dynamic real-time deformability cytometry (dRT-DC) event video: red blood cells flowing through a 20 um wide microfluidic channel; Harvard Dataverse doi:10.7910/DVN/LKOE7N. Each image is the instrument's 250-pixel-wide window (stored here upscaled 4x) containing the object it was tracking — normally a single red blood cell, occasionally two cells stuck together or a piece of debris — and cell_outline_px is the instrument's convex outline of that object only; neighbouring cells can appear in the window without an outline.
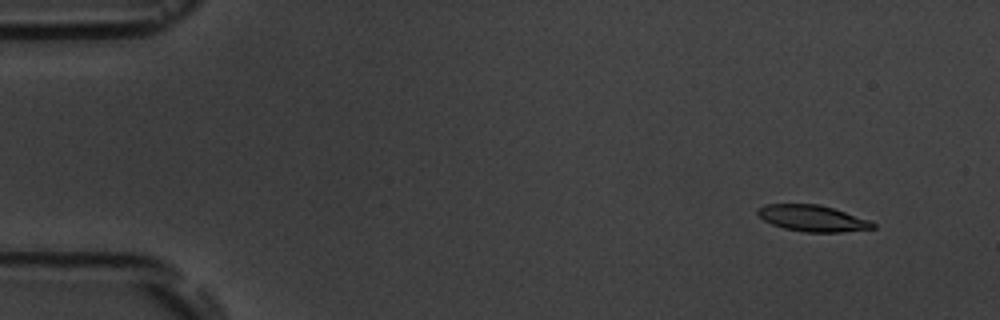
{"species": "common noctule bat (a hibernating species)", "species_latin": "Nyctalus noctula", "temperature_condition": "room temperature", "stored_images_in_passage": 10, "camera_frame_rate_fps": 3000, "um_per_image_px": 0.085, "animal": {"sex": "male", "body_mass_g": 19.5, "forearm_length_mm": 54.6}, "frame": {"image": 1, "passage_image": 1, "time_ms": 0.0, "image_size_px": [1000, 320], "cell_outline_px": [[876, 228], [840, 232], [804, 232], [784, 228], [772, 224], [764, 220], [756, 212], [756, 208], [764, 204], [820, 204], [868, 220], [876, 224]], "centroid_in_image_um": [69.02, 18.55], "position_along_channel_um": 16.0, "area_um2": 17.51}}
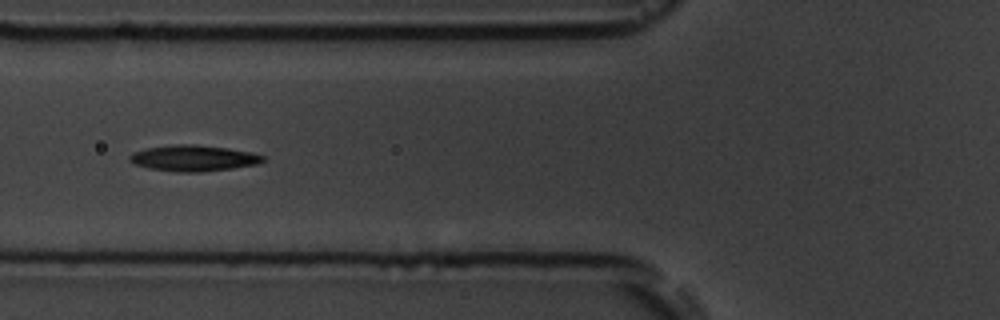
{"frame": {"image": 2, "passage_image": 6, "time_ms": 5.667, "image_size_px": [1000, 320], "cell_outline_px": [[264, 160], [256, 164], [232, 168], [200, 172], [180, 172], [148, 168], [136, 164], [128, 160], [128, 156], [132, 152], [144, 148], [176, 144], [192, 144], [228, 148], [252, 152], [264, 156]], "centroid_in_image_um": [16.41, 13.43], "position_along_channel_um": 109.4, "area_um2": 20.17}}
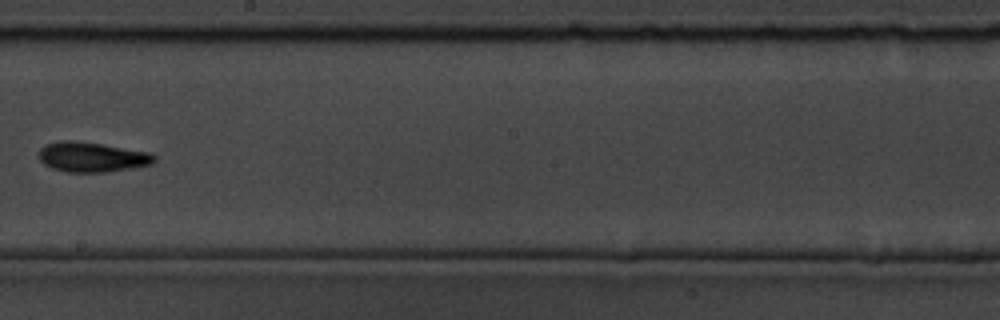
{"frame": {"image": 3, "passage_image": 9, "time_ms": 9.333, "image_size_px": [1000, 320], "cell_outline_px": [[156, 160], [152, 164], [132, 168], [104, 172], [68, 172], [52, 168], [44, 164], [40, 160], [40, 148], [48, 144], [60, 140], [72, 140], [100, 144], [152, 152], [156, 156]], "centroid_in_image_um": [7.85, 13.35], "position_along_channel_um": 240.3, "area_um2": 20.06}}